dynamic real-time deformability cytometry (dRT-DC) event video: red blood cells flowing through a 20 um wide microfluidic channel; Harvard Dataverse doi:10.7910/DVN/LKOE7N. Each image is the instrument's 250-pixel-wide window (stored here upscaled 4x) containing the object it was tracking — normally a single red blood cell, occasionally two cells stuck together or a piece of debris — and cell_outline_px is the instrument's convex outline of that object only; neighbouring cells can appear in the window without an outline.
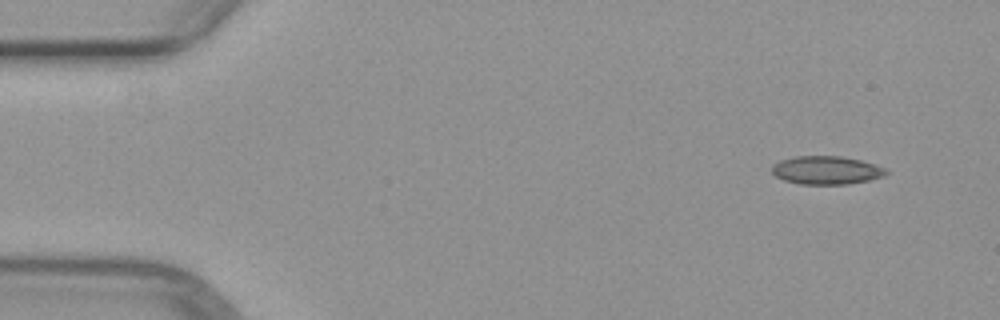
{"species": "common noctule bat (a hibernating species)", "species_latin": "Nyctalus noctula", "temperature_condition": "warm", "stored_images_in_passage": 4, "camera_frame_rate_fps": 3000, "um_per_image_px": 0.085, "animal": {"sex": "female", "body_mass_g": 29.2, "forearm_length_mm": 56.3}, "frame": {"image": 1, "passage_image": 1, "time_ms": 0.0, "image_size_px": [1000, 320], "cell_outline_px": [[888, 172], [884, 176], [868, 180], [848, 184], [800, 184], [784, 180], [776, 176], [772, 172], [772, 164], [780, 160], [796, 156], [840, 156], [860, 160], [876, 164], [884, 168]], "centroid_in_image_um": [70.23, 14.46], "position_along_channel_um": 14.8, "area_um2": 18.79}}